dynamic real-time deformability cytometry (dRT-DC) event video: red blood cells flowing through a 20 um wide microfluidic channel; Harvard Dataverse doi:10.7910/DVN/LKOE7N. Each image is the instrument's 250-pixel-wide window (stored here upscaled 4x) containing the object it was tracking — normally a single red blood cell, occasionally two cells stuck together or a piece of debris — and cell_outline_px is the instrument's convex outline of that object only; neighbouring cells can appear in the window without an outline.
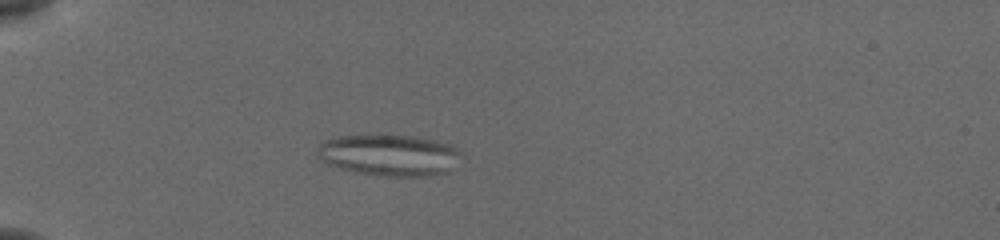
{"species": "common noctule bat (a hibernating species)", "species_latin": "Nyctalus noctula", "temperature_condition": "cold", "stored_images_in_passage": 56, "camera_frame_rate_fps": 3000, "um_per_image_px": 0.085, "animal": {"sex": "female", "body_mass_g": 19.5, "forearm_length_mm": 54.1}, "frame": {"image": 1, "passage_image": 17, "time_ms": 5.333, "image_size_px": [1000, 240], "cell_outline_px": [[456, 152], [444, 172], [428, 176], [388, 176], [360, 172], [340, 168], [328, 164], [316, 156], [320, 144], [328, 140], [344, 136], [416, 136], [448, 144], [456, 148]], "centroid_in_image_um": [32.96, 13.18], "position_along_channel_um": 52.0, "area_um2": 33.0}}
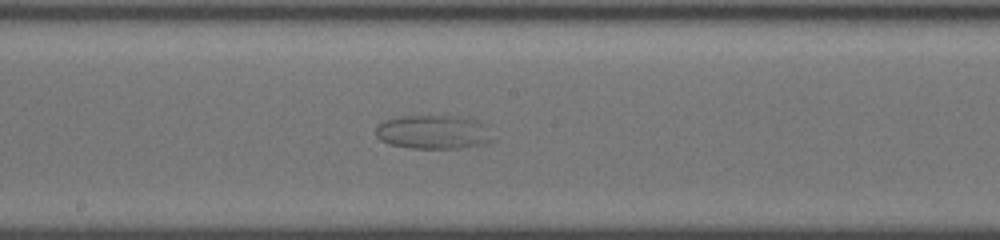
{"frame": {"image": 2, "passage_image": 32, "time_ms": 10.333, "image_size_px": [1000, 240], "cell_outline_px": [[492, 140], [484, 144], [460, 148], [412, 148], [388, 144], [380, 140], [376, 136], [376, 128], [384, 120], [404, 116], [452, 116], [472, 120], [480, 124]], "centroid_in_image_um": [36.72, 11.24], "position_along_channel_um": 211.5, "area_um2": 22.37}}
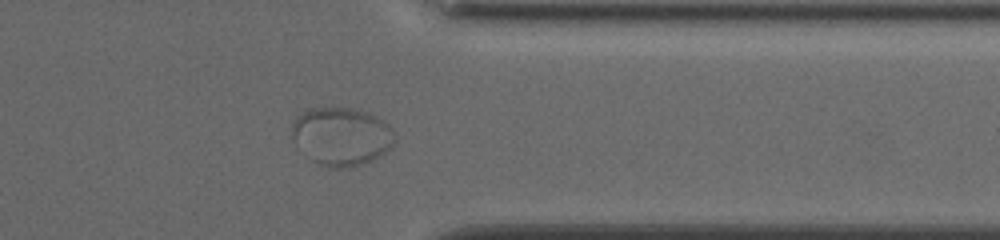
{"frame": {"image": 3, "passage_image": 46, "time_ms": 15.0, "image_size_px": [1000, 240], "cell_outline_px": [[396, 140], [380, 156], [372, 160], [352, 168], [328, 168], [312, 160], [296, 144], [292, 132], [292, 124], [296, 116], [308, 108], [352, 108], [368, 112], [384, 120], [392, 128]], "centroid_in_image_um": [29.04, 11.59], "position_along_channel_um": 382.4, "area_um2": 34.91}}